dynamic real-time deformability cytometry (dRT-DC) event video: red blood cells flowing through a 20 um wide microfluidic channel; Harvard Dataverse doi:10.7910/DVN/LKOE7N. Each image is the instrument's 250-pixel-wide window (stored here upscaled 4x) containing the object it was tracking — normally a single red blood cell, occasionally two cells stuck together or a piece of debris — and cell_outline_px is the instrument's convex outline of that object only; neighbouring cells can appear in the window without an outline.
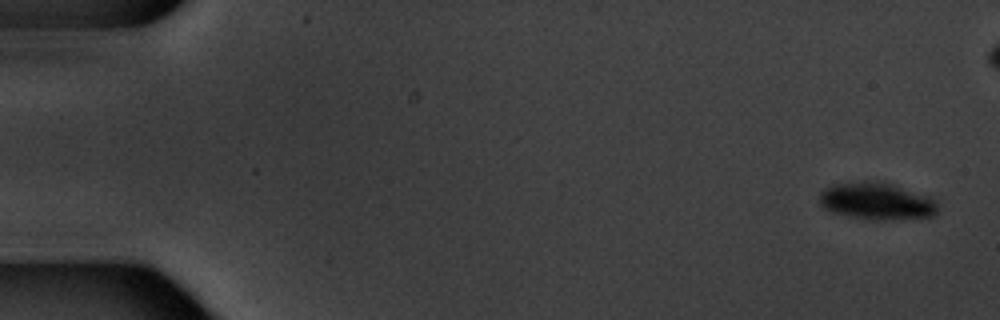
{"species": "common noctule bat (a hibernating species)", "species_latin": "Nyctalus noctula", "temperature_condition": "warm", "stored_images_in_passage": 6, "camera_frame_rate_fps": 3000, "um_per_image_px": 0.085, "animal": {"sex": "male", "body_mass_g": 20.1, "forearm_length_mm": 53.5}, "frame": {"image": 1, "passage_image": 1, "time_ms": 0.0, "image_size_px": [1000, 320], "cell_outline_px": [[936, 216], [892, 220], [872, 220], [848, 216], [832, 212], [824, 208], [820, 204], [820, 192], [824, 188], [832, 184], [864, 180], [884, 180], [928, 196], [936, 200]], "centroid_in_image_um": [74.51, 17.08], "position_along_channel_um": 10.5, "area_um2": 26.18}}